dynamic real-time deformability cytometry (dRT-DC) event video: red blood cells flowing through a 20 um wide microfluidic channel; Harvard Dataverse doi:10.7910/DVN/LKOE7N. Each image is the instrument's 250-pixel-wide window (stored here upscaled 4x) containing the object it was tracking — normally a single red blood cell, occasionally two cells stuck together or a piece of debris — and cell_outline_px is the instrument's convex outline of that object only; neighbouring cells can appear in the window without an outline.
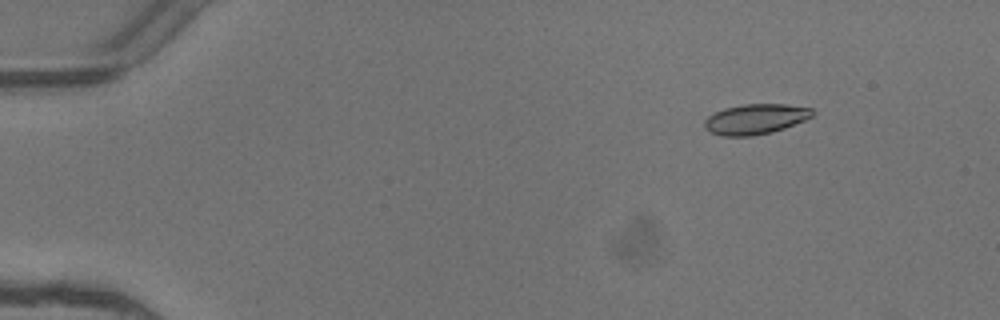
{"species": "common noctule bat (a hibernating species)", "species_latin": "Nyctalus noctula", "temperature_condition": "warm", "stored_images_in_passage": 7, "camera_frame_rate_fps": 3000, "um_per_image_px": 0.085, "animal": {"sex": "female"}, "frame": {"image": 1, "passage_image": 1, "time_ms": 0.0, "image_size_px": [1000, 320], "cell_outline_px": [[816, 112], [812, 116], [804, 120], [784, 128], [772, 132], [752, 136], [724, 136], [708, 132], [704, 128], [704, 120], [708, 116], [724, 108], [744, 104], [784, 104], [812, 108]], "centroid_in_image_um": [64.2, 10.12], "position_along_channel_um": 20.8, "area_um2": 19.07}}
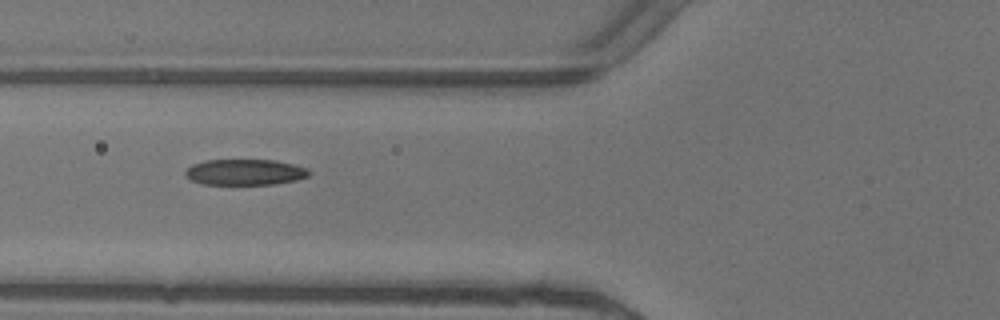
{"frame": {"image": 2, "passage_image": 5, "time_ms": 1.333, "image_size_px": [1000, 320], "cell_outline_px": [[312, 172], [308, 176], [296, 180], [276, 184], [200, 184], [184, 176], [184, 172], [192, 164], [204, 160], [276, 160], [308, 168]], "centroid_in_image_um": [20.82, 14.63], "position_along_channel_um": 105.0, "area_um2": 18.79}}
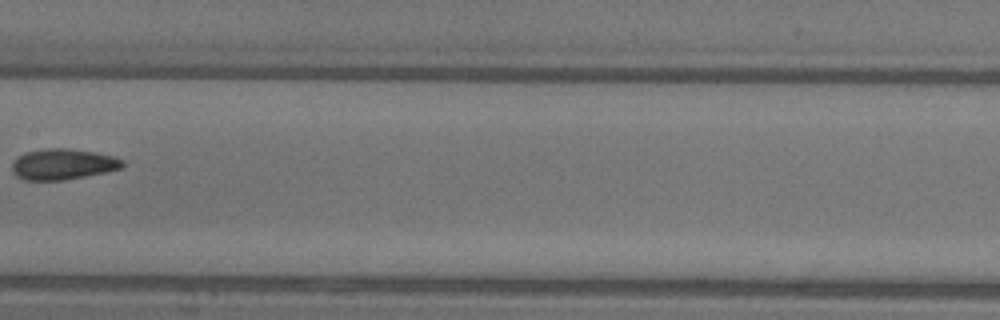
{"frame": {"image": 3, "passage_image": 7, "time_ms": 2.0, "image_size_px": [1000, 320], "cell_outline_px": [[124, 164], [120, 168], [104, 172], [64, 180], [24, 180], [16, 176], [12, 172], [12, 164], [24, 152], [44, 148], [68, 148], [96, 152], [116, 156], [124, 160]], "centroid_in_image_um": [5.35, 13.94], "position_along_channel_um": 202.1, "area_um2": 19.88}}